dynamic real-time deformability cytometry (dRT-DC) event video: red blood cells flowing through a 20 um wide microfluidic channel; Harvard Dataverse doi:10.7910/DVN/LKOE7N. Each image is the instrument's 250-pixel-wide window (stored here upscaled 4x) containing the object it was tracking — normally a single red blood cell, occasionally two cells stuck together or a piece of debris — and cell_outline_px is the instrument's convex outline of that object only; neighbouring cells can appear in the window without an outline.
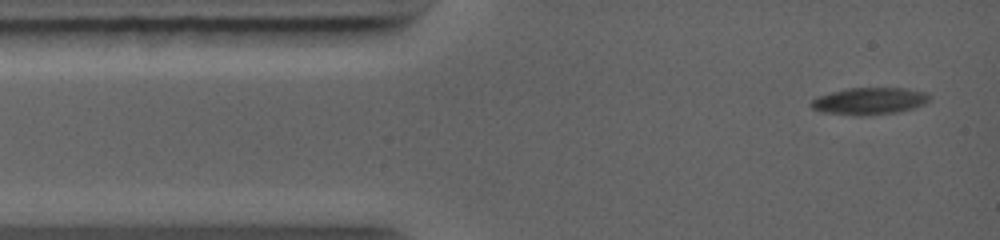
{"species": "common noctule bat (a hibernating species)", "species_latin": "Nyctalus noctula", "temperature_condition": "warm", "stored_images_in_passage": 7, "camera_frame_rate_fps": 5000, "um_per_image_px": 0.085, "animal": {"sex": "female", "body_mass_g": 19.0, "forearm_length_mm": 56.7}, "frame": {"image": 1, "passage_image": 1, "time_ms": 0.0, "image_size_px": [1000, 240], "cell_outline_px": [[928, 100], [920, 104], [908, 108], [892, 112], [828, 112], [812, 108], [812, 100], [816, 96], [848, 88], [904, 88], [928, 92]], "centroid_in_image_um": [73.89, 8.5], "position_along_channel_um": 11.1, "area_um2": 16.99}}
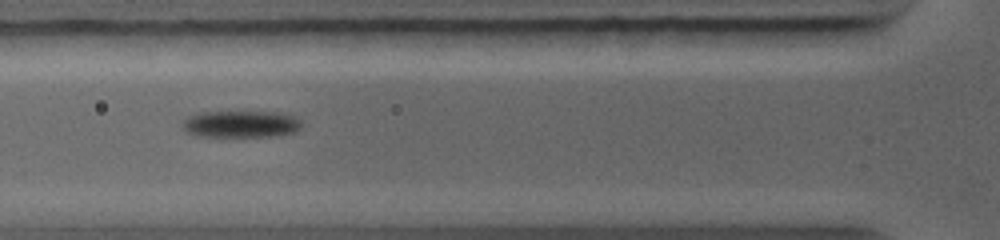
{"frame": {"image": 2, "passage_image": 5, "time_ms": 3.2, "image_size_px": [1000, 240], "cell_outline_px": [[300, 128], [296, 132], [268, 136], [200, 136], [188, 132], [184, 128], [184, 120], [188, 116], [200, 112], [280, 112], [296, 116], [300, 120]], "centroid_in_image_um": [20.51, 10.53], "position_along_channel_um": 105.3, "area_um2": 18.44}}
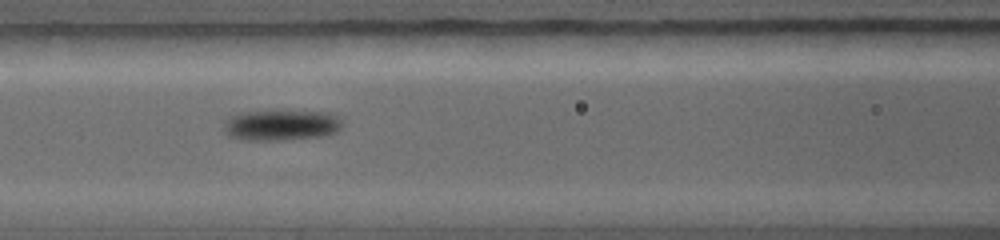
{"frame": {"image": 3, "passage_image": 6, "time_ms": 4.0, "image_size_px": [1000, 240], "cell_outline_px": [[344, 124], [336, 132], [328, 136], [284, 140], [240, 140], [228, 136], [224, 132], [224, 120], [236, 112], [284, 108], [328, 112], [336, 116]], "centroid_in_image_um": [23.88, 10.59], "position_along_channel_um": 142.7, "area_um2": 22.66}}